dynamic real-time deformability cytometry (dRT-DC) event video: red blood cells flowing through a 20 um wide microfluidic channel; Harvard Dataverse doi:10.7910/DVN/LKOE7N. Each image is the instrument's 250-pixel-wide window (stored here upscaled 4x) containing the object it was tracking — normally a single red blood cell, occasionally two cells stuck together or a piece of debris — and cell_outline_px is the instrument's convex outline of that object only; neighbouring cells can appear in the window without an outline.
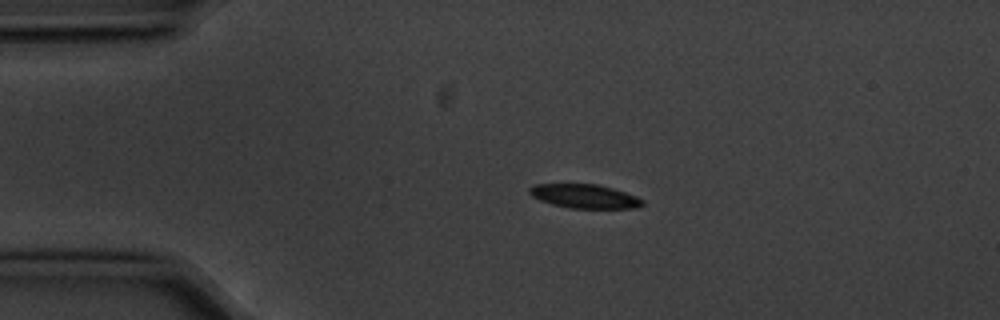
{"species": "common noctule bat (a hibernating species)", "species_latin": "Nyctalus noctula", "temperature_condition": "cold", "stored_images_in_passage": 3, "camera_frame_rate_fps": 3000, "um_per_image_px": 0.085, "animal": {"sex": "male", "body_mass_g": 20.1, "forearm_length_mm": 53.5}, "frame": {"image": 1, "passage_image": 2, "time_ms": 0.333, "image_size_px": [1000, 320], "cell_outline_px": [[644, 204], [640, 208], [568, 208], [552, 204], [540, 200], [532, 196], [528, 192], [528, 188], [536, 184], [596, 184], [612, 188], [636, 196], [644, 200]], "centroid_in_image_um": [49.69, 16.68], "position_along_channel_um": 35.3, "area_um2": 15.78}}